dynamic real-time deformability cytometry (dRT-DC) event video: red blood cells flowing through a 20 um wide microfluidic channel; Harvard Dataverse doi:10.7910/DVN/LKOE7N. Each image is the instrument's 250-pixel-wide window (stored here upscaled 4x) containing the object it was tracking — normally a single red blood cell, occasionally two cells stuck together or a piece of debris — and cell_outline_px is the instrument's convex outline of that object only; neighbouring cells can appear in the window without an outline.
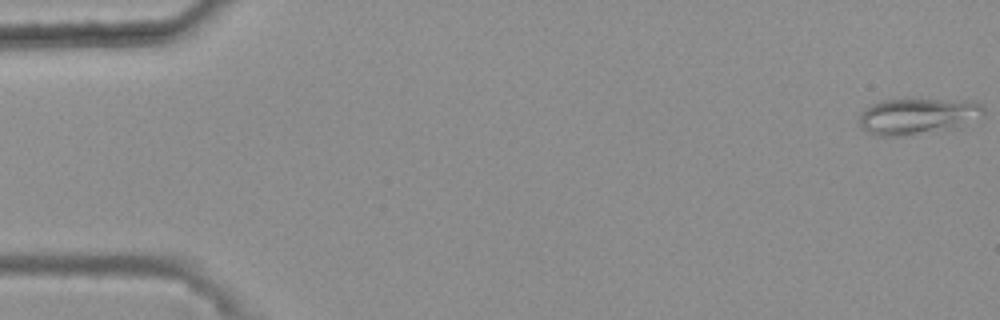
{"species": "common noctule bat (a hibernating species)", "species_latin": "Nyctalus noctula", "temperature_condition": "warm", "stored_images_in_passage": 49, "camera_frame_rate_fps": 3000, "um_per_image_px": 0.085, "animal": {"sex": "female", "body_mass_g": 25.1}, "frame": {"image": 1, "passage_image": 1, "time_ms": 0.0, "image_size_px": [1000, 320], "cell_outline_px": [[984, 116], [960, 128], [896, 136], [876, 136], [860, 128], [860, 112], [868, 104], [880, 100], [912, 96], [972, 100], [980, 104], [984, 108]], "centroid_in_image_um": [78.03, 9.81], "position_along_channel_um": 7.0, "area_um2": 27.92}}
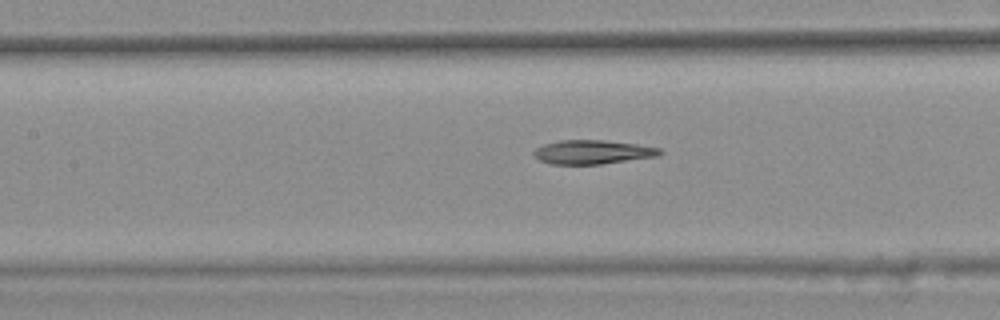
{"frame": {"image": 2, "passage_image": 25, "time_ms": 8.0, "image_size_px": [1000, 320], "cell_outline_px": [[664, 152], [660, 156], [600, 164], [548, 164], [540, 160], [532, 152], [536, 148], [544, 144], [560, 140], [604, 140], [636, 144], [660, 148]], "centroid_in_image_um": [50.39, 12.92], "position_along_channel_um": 157.0, "area_um2": 17.63}}
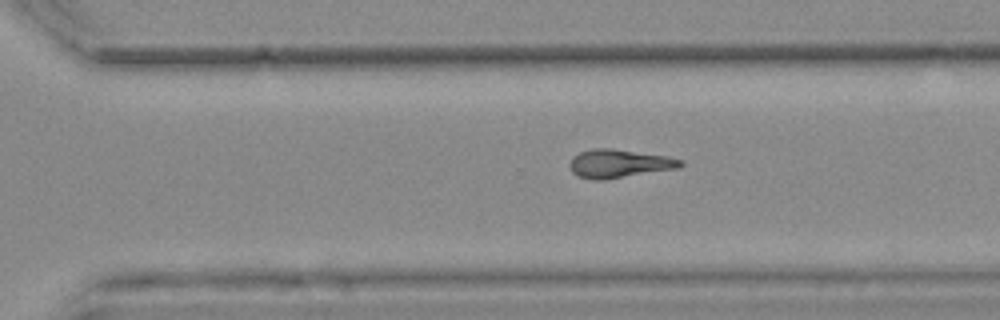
{"frame": {"image": 3, "passage_image": 38, "time_ms": 12.333, "image_size_px": [1000, 320], "cell_outline_px": [[684, 164], [680, 168], [600, 180], [592, 180], [580, 176], [572, 172], [568, 164], [572, 156], [580, 152], [592, 148], [612, 148], [668, 156], [684, 160]], "centroid_in_image_um": [52.63, 13.89], "position_along_channel_um": 318.0, "area_um2": 18.44}, "authors_computed_cell_mechanics": {"area_um2": 18.0914, "velocity_mm_per_s": 3.7217, "shape_relaxation_time_tau1_ms": null, "shape_relaxation_time_tau2_ms": 4.2977, "deformation_change_tau1": null, "deformation_change_tau2": 0.1238}}